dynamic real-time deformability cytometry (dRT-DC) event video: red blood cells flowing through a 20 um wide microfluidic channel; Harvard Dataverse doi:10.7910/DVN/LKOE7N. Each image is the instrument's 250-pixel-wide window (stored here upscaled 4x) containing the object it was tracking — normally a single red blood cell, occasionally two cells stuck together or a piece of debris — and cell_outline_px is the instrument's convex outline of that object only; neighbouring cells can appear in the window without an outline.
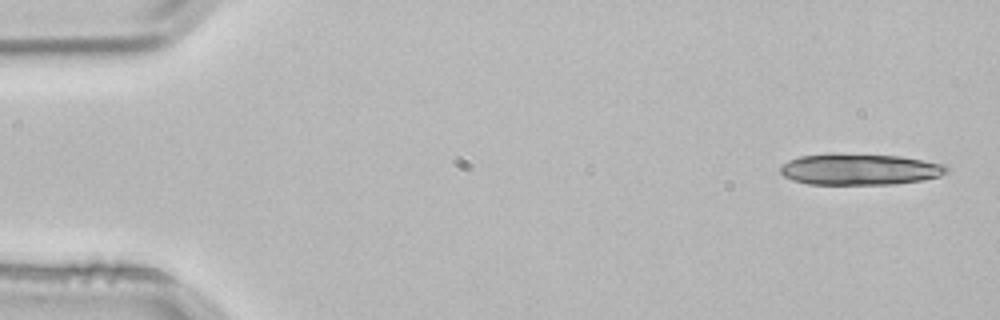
{"species": "common noctule bat (a hibernating species)", "species_latin": "Nyctalus noctula", "temperature_condition": "room temperature", "stored_images_in_passage": 3, "camera_frame_rate_fps": 3000, "um_per_image_px": 0.085, "animal": {"sex": "male", "body_mass_g": 21.5, "forearm_length_mm": 52.0}, "frame": {"image": 1, "passage_image": 1, "time_ms": 0.0, "image_size_px": [1000, 320], "cell_outline_px": [[948, 172], [940, 176], [924, 180], [892, 184], [808, 184], [792, 180], [784, 176], [780, 172], [780, 164], [788, 160], [800, 156], [836, 152], [900, 156], [944, 164], [948, 168]], "centroid_in_image_um": [73.04, 14.38], "position_along_channel_um": 12.0, "area_um2": 30.75}}